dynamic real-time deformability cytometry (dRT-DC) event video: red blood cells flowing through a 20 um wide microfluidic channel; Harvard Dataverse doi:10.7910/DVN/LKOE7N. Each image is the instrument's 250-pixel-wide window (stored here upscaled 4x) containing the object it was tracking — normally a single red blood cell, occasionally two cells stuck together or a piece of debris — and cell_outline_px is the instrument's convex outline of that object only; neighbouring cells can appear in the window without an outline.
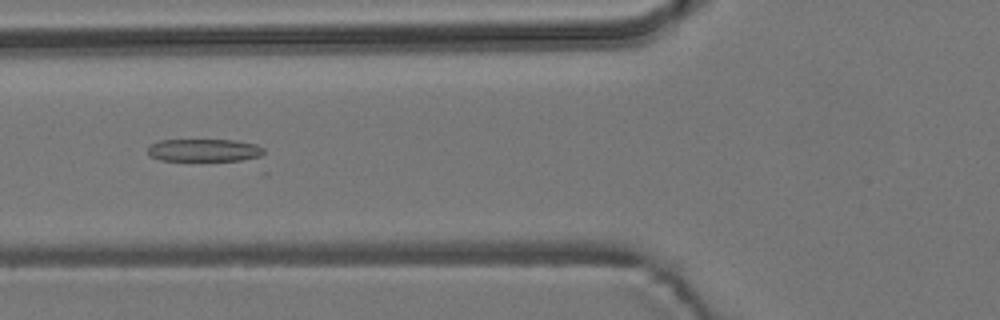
{"species": "common noctule bat (a hibernating species)", "species_latin": "Nyctalus noctula", "temperature_condition": "room temperature", "stored_images_in_passage": 8, "camera_frame_rate_fps": 3000, "um_per_image_px": 0.085, "animal": {"sex": "male", "body_mass_g": 19.2, "forearm_length_mm": 51.8}, "frame": {"image": 1, "passage_image": 6, "time_ms": 6.0, "image_size_px": [1000, 320], "cell_outline_px": [[264, 152], [260, 160], [160, 160], [148, 156], [148, 144], [160, 140], [236, 140], [256, 144], [264, 148]], "centroid_in_image_um": [17.41, 12.77], "position_along_channel_um": 108.4, "area_um2": 15.66}}
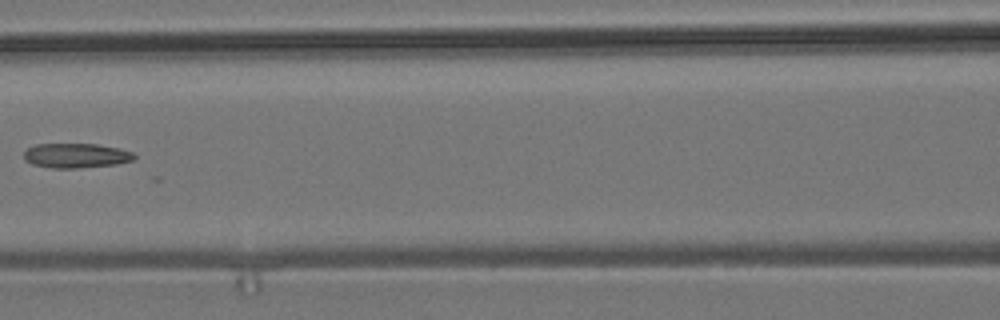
{"frame": {"image": 2, "passage_image": 7, "time_ms": 7.333, "image_size_px": [1000, 320], "cell_outline_px": [[136, 156], [132, 160], [116, 164], [76, 168], [52, 168], [32, 164], [24, 160], [24, 152], [28, 148], [36, 144], [96, 144], [120, 148], [132, 152]], "centroid_in_image_um": [6.45, 13.22], "position_along_channel_um": 160.2, "area_um2": 15.78}}
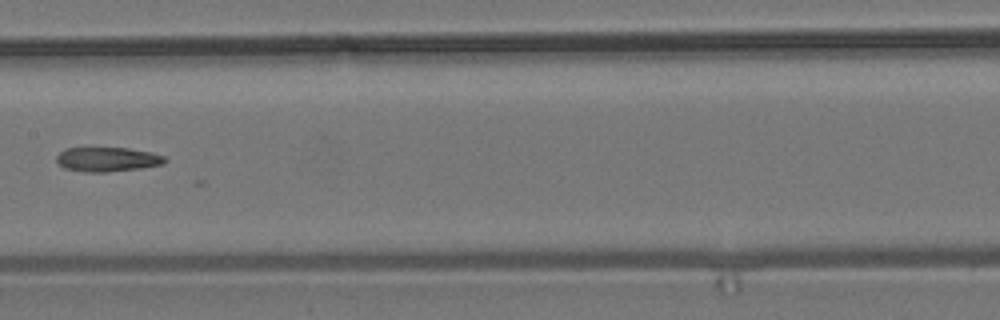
{"frame": {"image": 3, "passage_image": 8, "time_ms": 8.333, "image_size_px": [1000, 320], "cell_outline_px": [[168, 160], [164, 164], [140, 168], [108, 172], [84, 172], [64, 168], [56, 160], [56, 156], [64, 148], [128, 148], [152, 152], [164, 156]], "centroid_in_image_um": [9.14, 13.54], "position_along_channel_um": 198.3, "area_um2": 15.49}}